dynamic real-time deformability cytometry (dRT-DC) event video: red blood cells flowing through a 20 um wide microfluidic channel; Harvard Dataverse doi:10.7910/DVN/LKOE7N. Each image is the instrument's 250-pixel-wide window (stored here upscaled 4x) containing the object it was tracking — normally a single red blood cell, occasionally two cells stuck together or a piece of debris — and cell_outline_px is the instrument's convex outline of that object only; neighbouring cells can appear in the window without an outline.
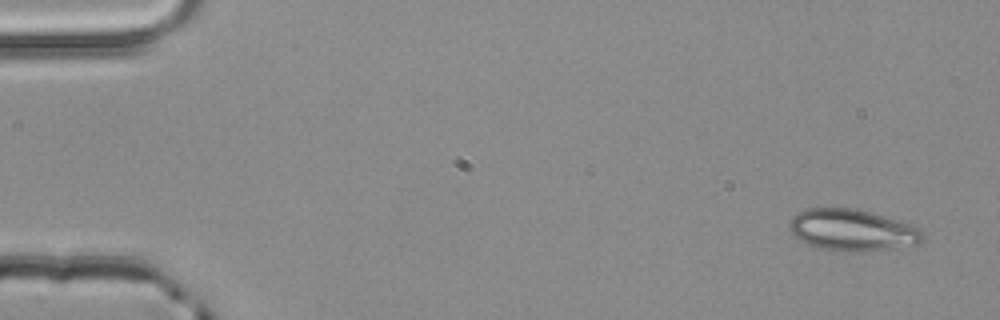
{"species": "common noctule bat (a hibernating species)", "species_latin": "Nyctalus noctula", "temperature_condition": "room temperature", "stored_images_in_passage": 4, "camera_frame_rate_fps": 3000, "um_per_image_px": 0.085, "animal": {"sex": "male", "body_mass_g": 20.4}, "frame": {"image": 1, "passage_image": 1, "time_ms": 0.0, "image_size_px": [1000, 320], "cell_outline_px": [[924, 240], [916, 244], [892, 248], [820, 248], [808, 244], [800, 240], [788, 228], [788, 224], [792, 216], [796, 212], [808, 208], [856, 208], [872, 212], [916, 224], [924, 232]], "centroid_in_image_um": [72.47, 19.48], "position_along_channel_um": 12.5, "area_um2": 31.62}}